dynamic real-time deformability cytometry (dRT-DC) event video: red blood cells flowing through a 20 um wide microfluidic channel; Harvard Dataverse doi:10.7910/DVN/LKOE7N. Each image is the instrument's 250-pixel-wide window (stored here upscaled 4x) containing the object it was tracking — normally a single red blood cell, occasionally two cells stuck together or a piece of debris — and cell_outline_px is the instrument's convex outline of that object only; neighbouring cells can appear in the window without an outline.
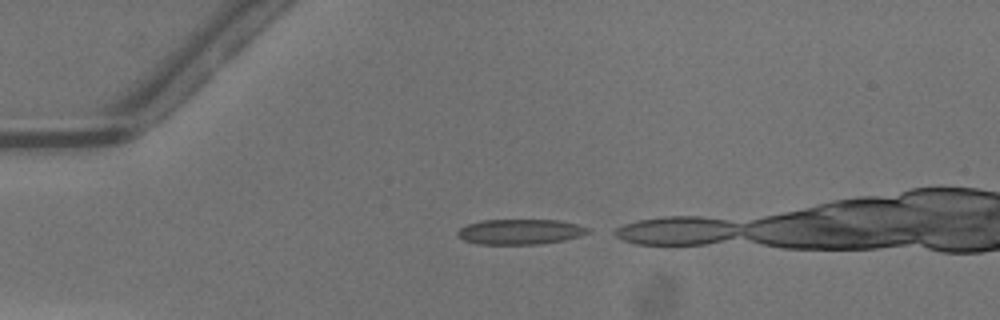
{"species": "common noctule bat (a hibernating species)", "species_latin": "Nyctalus noctula", "temperature_condition": "warm", "stored_images_in_passage": 11, "camera_frame_rate_fps": 3000, "um_per_image_px": 0.085, "animal": {"sex": "male", "body_mass_g": 13.3}, "frame": {"image": 1, "passage_image": 1, "time_ms": 0.0, "image_size_px": [1000, 320], "cell_outline_px": [[588, 232], [580, 236], [564, 240], [540, 244], [476, 244], [464, 240], [456, 236], [456, 232], [460, 228], [468, 224], [484, 220], [560, 220], [576, 224], [588, 228]], "centroid_in_image_um": [44.17, 19.7], "position_along_channel_um": 40.8, "area_um2": 19.13}}
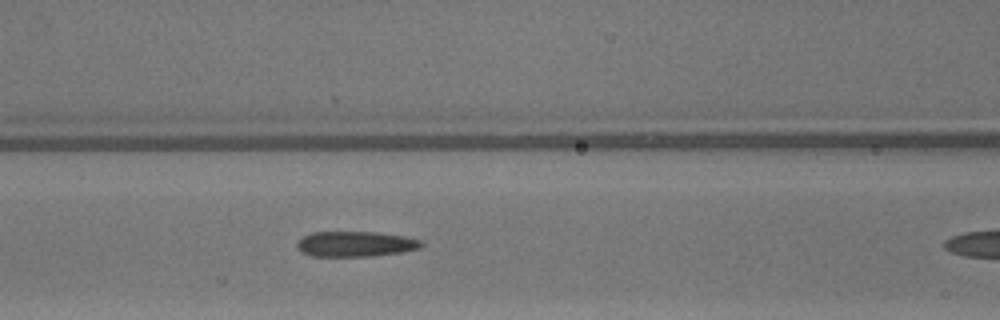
{"frame": {"image": 2, "passage_image": 10, "time_ms": 3.0, "image_size_px": [1000, 320], "cell_outline_px": [[424, 244], [420, 248], [400, 252], [372, 256], [312, 256], [300, 252], [296, 248], [296, 244], [304, 236], [312, 232], [376, 232], [404, 236], [420, 240]], "centroid_in_image_um": [30.19, 20.74], "position_along_channel_um": 136.4, "area_um2": 18.32}}